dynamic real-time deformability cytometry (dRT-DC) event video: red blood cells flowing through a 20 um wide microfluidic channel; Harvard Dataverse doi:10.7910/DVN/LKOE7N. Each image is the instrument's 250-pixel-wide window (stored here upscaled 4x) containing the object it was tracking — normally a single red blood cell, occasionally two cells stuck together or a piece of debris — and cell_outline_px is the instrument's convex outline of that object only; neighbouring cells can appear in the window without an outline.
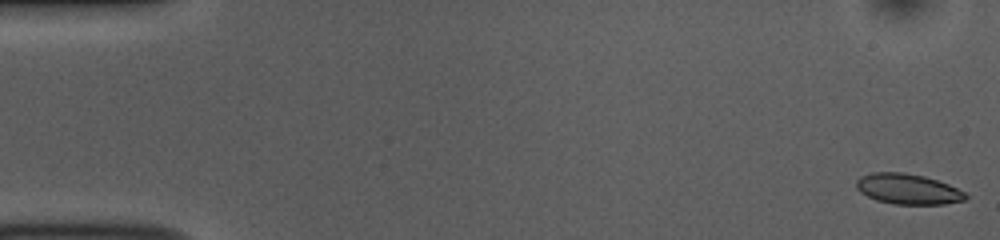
{"species": "common noctule bat (a hibernating species)", "species_latin": "Nyctalus noctula", "temperature_condition": "room temperature", "stored_images_in_passage": 52, "camera_frame_rate_fps": 3000, "um_per_image_px": 0.085, "animal": {"sex": "female", "body_mass_g": 10.0, "forearm_length_mm": 53.1}, "frame": {"image": 1, "passage_image": 1, "time_ms": 0.0, "image_size_px": [1000, 240], "cell_outline_px": [[968, 196], [964, 200], [944, 204], [896, 204], [876, 200], [860, 192], [856, 188], [856, 180], [860, 176], [872, 172], [904, 172], [924, 176], [948, 184], [964, 192]], "centroid_in_image_um": [77.14, 16.06], "position_along_channel_um": 7.9, "area_um2": 19.31}}
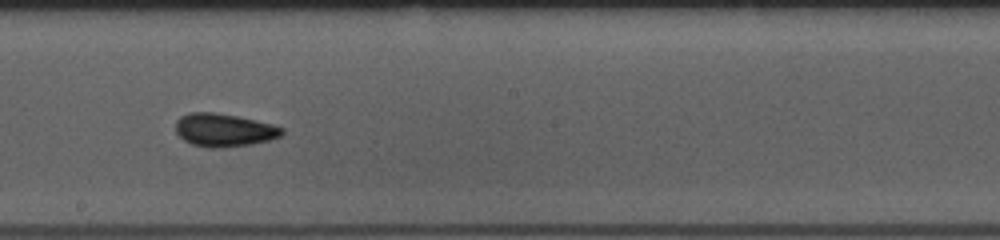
{"frame": {"image": 2, "passage_image": 29, "time_ms": 9.333, "image_size_px": [1000, 240], "cell_outline_px": [[284, 132], [280, 136], [268, 140], [248, 144], [220, 148], [208, 148], [192, 144], [184, 140], [176, 132], [176, 120], [180, 116], [188, 112], [216, 112], [236, 116], [272, 124], [284, 128]], "centroid_in_image_um": [19.0, 11.04], "position_along_channel_um": 229.2, "area_um2": 20.4}}
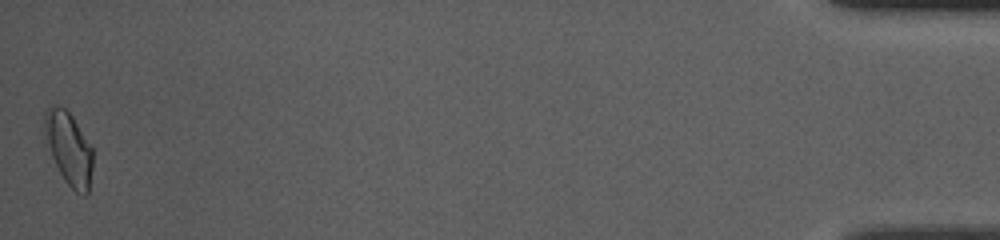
{"frame": {"image": 3, "passage_image": 52, "time_ms": 17.0, "image_size_px": [1000, 240], "cell_outline_px": [[92, 168], [88, 196], [80, 196], [64, 180], [52, 156], [44, 124], [44, 112], [48, 104], [56, 104], [64, 108], [72, 116], [92, 148]], "centroid_in_image_um": [5.87, 12.62], "position_along_channel_um": 429.3, "area_um2": 20.17}, "authors_computed_cell_mechanics": {"area_um2": 19.5364, "velocity_mm_per_s": 3.8283, "shape_relaxation_time_tau1_ms": 3.749, "shape_relaxation_time_tau2_ms": 1.9723, "deformation_change_tau1": 0.0933, "deformation_change_tau2": 0.0663}}